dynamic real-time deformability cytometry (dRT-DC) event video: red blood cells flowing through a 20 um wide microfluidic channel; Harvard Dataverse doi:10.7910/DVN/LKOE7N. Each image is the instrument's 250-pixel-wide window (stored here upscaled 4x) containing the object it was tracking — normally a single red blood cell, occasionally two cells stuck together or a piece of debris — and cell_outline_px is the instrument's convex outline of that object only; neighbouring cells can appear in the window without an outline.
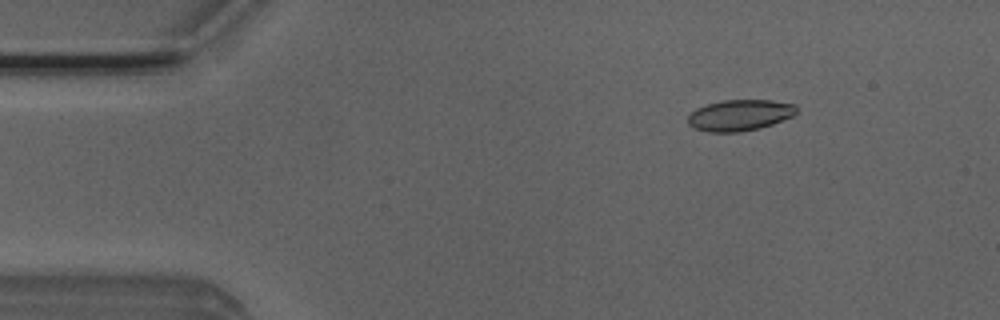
{"species": "Egyptian fruit bat (a non-hibernating species)", "species_latin": "Rousettus aegyptiacus", "temperature_condition": "room temperature", "stored_images_in_passage": 51, "camera_frame_rate_fps": 3000, "um_per_image_px": 0.085, "animal": {"sex": "male"}, "frame": {"image": 1, "passage_image": 7, "time_ms": 2.0, "image_size_px": [1000, 320], "cell_outline_px": [[796, 112], [792, 116], [772, 124], [760, 128], [740, 132], [708, 132], [692, 128], [688, 124], [688, 116], [696, 108], [708, 104], [724, 100], [772, 100], [796, 104]], "centroid_in_image_um": [62.86, 9.79], "position_along_channel_um": 22.1, "area_um2": 19.71}}
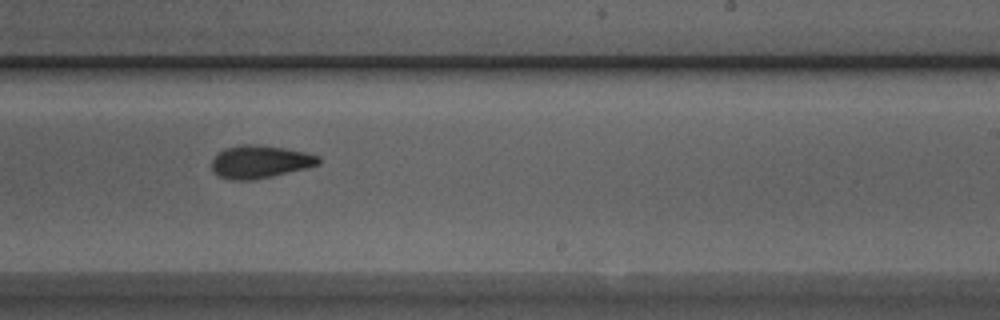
{"frame": {"image": 2, "passage_image": 31, "time_ms": 10.0, "image_size_px": [1000, 320], "cell_outline_px": [[320, 164], [308, 168], [272, 176], [252, 180], [228, 180], [212, 172], [212, 160], [224, 148], [244, 144], [256, 144], [284, 148], [304, 152], [320, 156]], "centroid_in_image_um": [22.1, 13.76], "position_along_channel_um": 266.9, "area_um2": 20.46}}
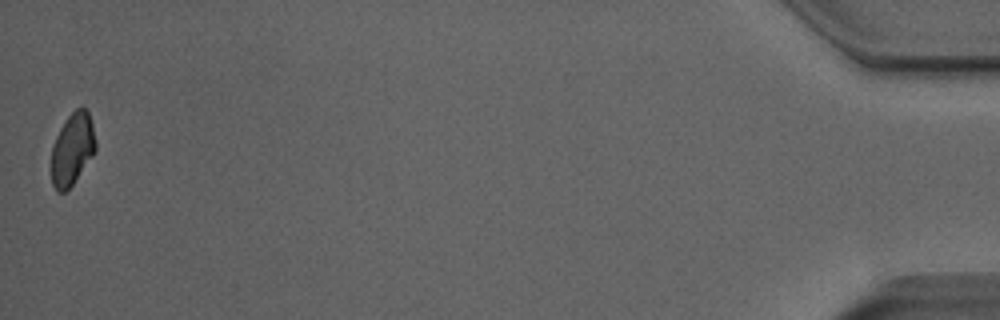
{"frame": {"image": 3, "passage_image": 51, "time_ms": 16.667, "image_size_px": [1000, 320], "cell_outline_px": [[96, 152], [72, 184], [64, 192], [56, 192], [52, 184], [52, 148], [56, 136], [60, 128], [68, 116], [76, 108], [84, 108], [88, 112], [92, 124], [96, 140]], "centroid_in_image_um": [6.16, 12.68], "position_along_channel_um": 429.0, "area_um2": 18.44}, "authors_computed_cell_mechanics": {"area_um2": 19.8832, "velocity_mm_per_s": 3.9671, "shape_relaxation_time_tau1_ms": 4.9884, "shape_relaxation_time_tau2_ms": 3.5073, "deformation_change_tau1": 0.1304, "deformation_change_tau2": 0.0805}}